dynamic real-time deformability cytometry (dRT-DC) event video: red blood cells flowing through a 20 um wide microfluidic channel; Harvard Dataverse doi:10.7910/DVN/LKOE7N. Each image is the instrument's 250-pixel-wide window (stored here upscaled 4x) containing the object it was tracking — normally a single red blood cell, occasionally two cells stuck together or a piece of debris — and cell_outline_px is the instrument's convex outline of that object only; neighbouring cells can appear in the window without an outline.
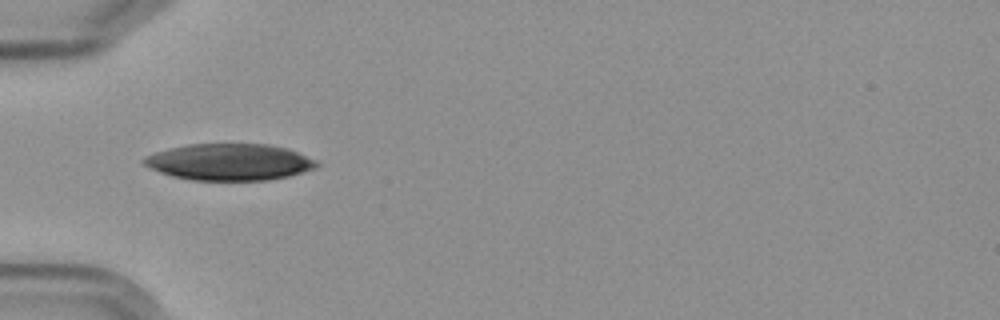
{"species": "Egyptian fruit bat (a non-hibernating species)", "species_latin": "Rousettus aegyptiacus", "temperature_condition": "cold", "stored_images_in_passage": 6, "camera_frame_rate_fps": 3000, "um_per_image_px": 0.085, "frame": {"image": 1, "passage_image": 1, "time_ms": 0.0, "image_size_px": [1000, 320], "cell_outline_px": [[320, 164], [316, 168], [304, 172], [288, 176], [268, 180], [192, 180], [172, 176], [160, 172], [144, 164], [140, 160], [144, 156], [168, 148], [188, 144], [268, 144], [288, 148], [316, 160]], "centroid_in_image_um": [19.51, 13.77], "position_along_channel_um": 65.5, "area_um2": 36.93}}
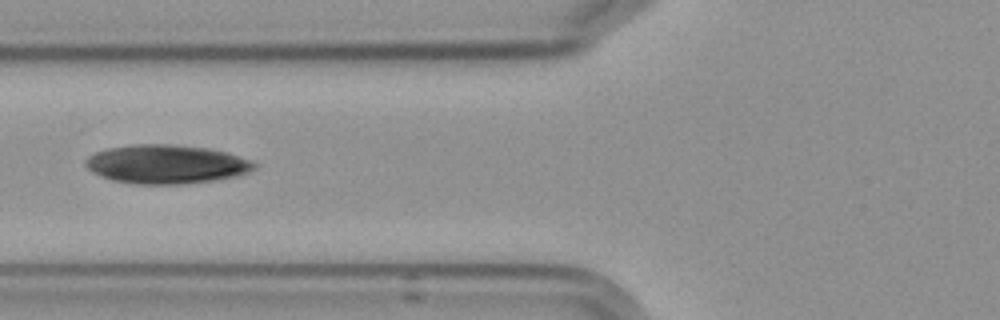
{"frame": {"image": 2, "passage_image": 2, "time_ms": 1.333, "image_size_px": [1000, 320], "cell_outline_px": [[256, 168], [248, 172], [236, 176], [216, 180], [184, 184], [136, 184], [112, 180], [100, 176], [92, 172], [84, 164], [84, 160], [88, 156], [96, 152], [108, 148], [132, 144], [172, 144], [208, 148], [228, 152], [252, 160], [256, 164]], "centroid_in_image_um": [14.14, 13.95], "position_along_channel_um": 111.7, "area_um2": 38.49}}
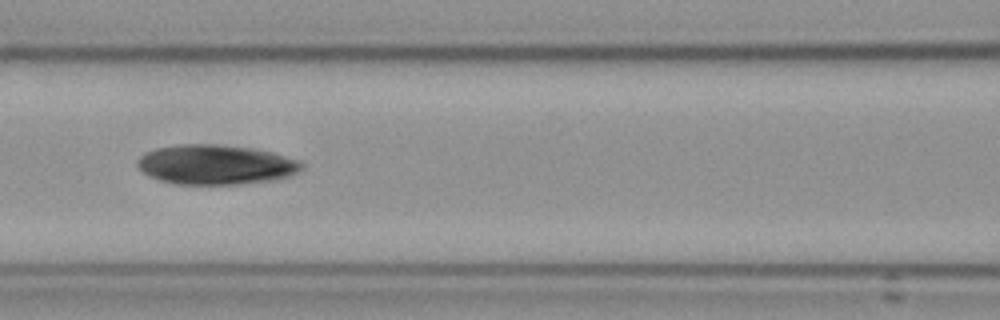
{"frame": {"image": 3, "passage_image": 3, "time_ms": 2.333, "image_size_px": [1000, 320], "cell_outline_px": [[304, 168], [300, 172], [292, 176], [276, 180], [244, 184], [172, 184], [148, 176], [136, 164], [140, 156], [156, 148], [180, 144], [216, 144], [252, 148], [272, 152], [300, 160], [304, 164]], "centroid_in_image_um": [18.41, 14.0], "position_along_channel_um": 148.2, "area_um2": 38.44}}